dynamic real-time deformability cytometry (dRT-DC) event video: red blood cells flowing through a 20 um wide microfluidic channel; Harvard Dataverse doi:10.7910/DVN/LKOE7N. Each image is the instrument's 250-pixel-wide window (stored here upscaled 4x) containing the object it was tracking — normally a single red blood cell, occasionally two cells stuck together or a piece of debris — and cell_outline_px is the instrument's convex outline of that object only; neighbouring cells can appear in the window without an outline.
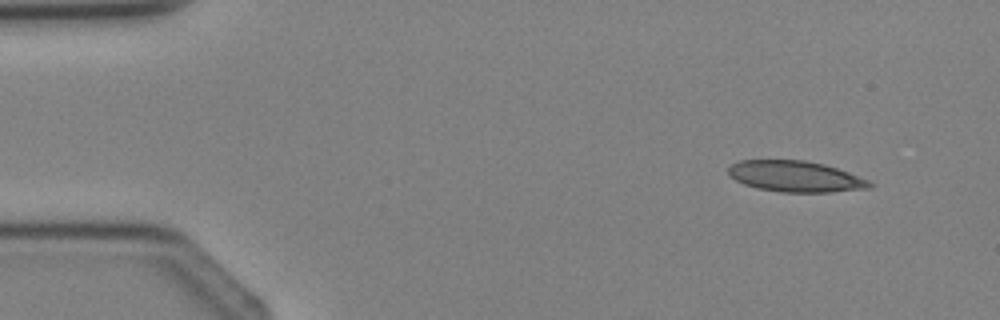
{"species": "Egyptian fruit bat (a non-hibernating species)", "species_latin": "Rousettus aegyptiacus", "temperature_condition": "cold", "stored_images_in_passage": 4, "segment_of_instrument_passage": [2, 2], "camera_frame_rate_fps": 3000, "um_per_image_px": 0.085, "animal": {"sex": "female"}, "frame": {"image": 1, "passage_image": 4, "time_ms": 4.333, "image_size_px": [1000, 320], "cell_outline_px": [[872, 188], [828, 192], [780, 192], [756, 188], [744, 184], [736, 180], [728, 172], [728, 168], [732, 164], [740, 160], [804, 160], [824, 164], [848, 172], [868, 180], [872, 184]], "centroid_in_image_um": [67.6, 15.0], "position_along_channel_um": 17.4, "area_um2": 25.37}}